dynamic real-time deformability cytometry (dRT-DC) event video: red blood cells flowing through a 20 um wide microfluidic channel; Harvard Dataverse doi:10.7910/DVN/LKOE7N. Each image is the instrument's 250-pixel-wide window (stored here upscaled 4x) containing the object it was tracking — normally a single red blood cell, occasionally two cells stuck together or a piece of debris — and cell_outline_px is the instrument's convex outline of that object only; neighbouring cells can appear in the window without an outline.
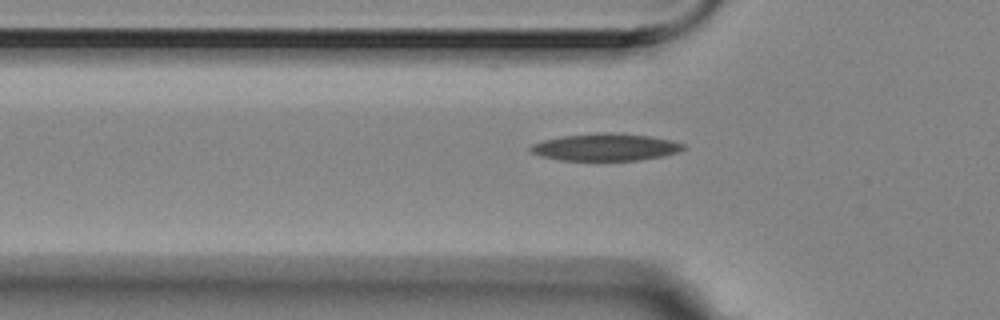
{"species": "Egyptian fruit bat (a non-hibernating species)", "species_latin": "Rousettus aegyptiacus", "temperature_condition": "room temperature", "stored_images_in_passage": 4, "camera_frame_rate_fps": 3000, "um_per_image_px": 0.085, "animal": {"sex": "female"}, "frame": {"image": 1, "passage_image": 4, "time_ms": 1.0, "image_size_px": [1000, 320], "cell_outline_px": [[688, 148], [664, 156], [640, 160], [560, 160], [540, 156], [532, 152], [528, 148], [532, 144], [544, 140], [564, 136], [600, 132], [608, 132], [648, 136], [672, 140], [684, 144]], "centroid_in_image_um": [51.49, 12.51], "position_along_channel_um": 74.3, "area_um2": 24.16}}